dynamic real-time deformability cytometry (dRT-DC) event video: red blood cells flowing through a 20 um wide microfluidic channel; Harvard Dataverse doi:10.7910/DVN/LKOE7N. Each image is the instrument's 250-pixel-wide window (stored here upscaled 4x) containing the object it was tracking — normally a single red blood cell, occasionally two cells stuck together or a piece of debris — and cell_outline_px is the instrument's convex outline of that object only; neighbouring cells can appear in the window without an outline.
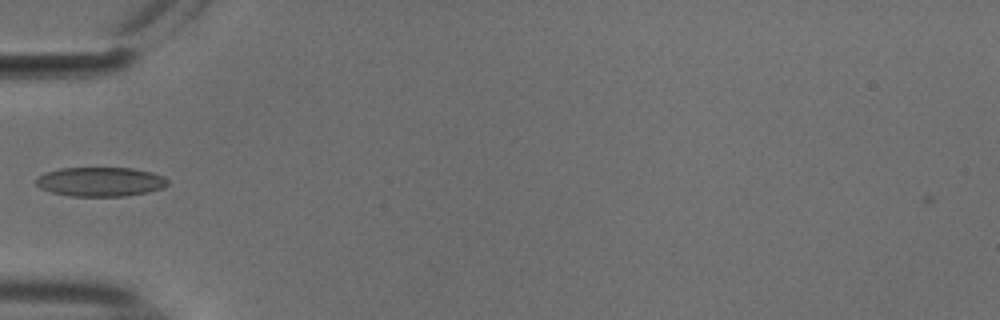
{"species": "common noctule bat (a hibernating species)", "species_latin": "Nyctalus noctula", "temperature_condition": "cold", "stored_images_in_passage": 37, "camera_frame_rate_fps": 3000, "um_per_image_px": 0.085, "animal": {"sex": "male", "body_mass_g": 18.8}, "frame": {"image": 1, "passage_image": 2, "time_ms": 0.333, "image_size_px": [1000, 320], "cell_outline_px": [[168, 184], [164, 188], [148, 192], [124, 196], [72, 196], [52, 192], [40, 188], [36, 184], [36, 180], [40, 176], [48, 172], [60, 168], [132, 168], [152, 172], [164, 176], [168, 180]], "centroid_in_image_um": [8.59, 15.45], "position_along_channel_um": 76.4, "area_um2": 22.37}}
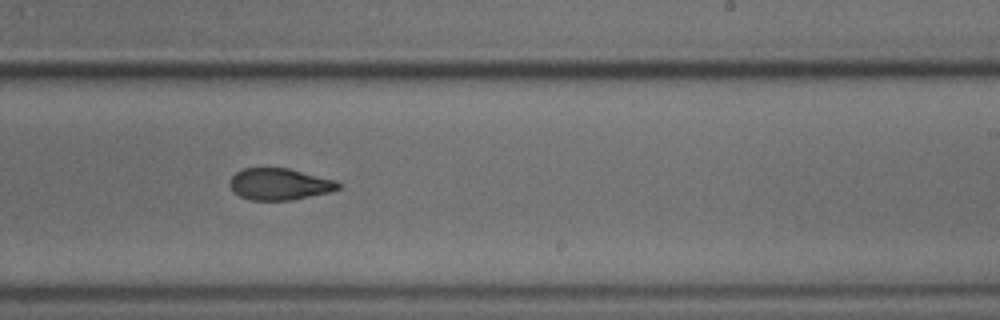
{"frame": {"image": 2, "passage_image": 17, "time_ms": 5.333, "image_size_px": [1000, 320], "cell_outline_px": [[340, 188], [332, 192], [292, 200], [252, 200], [240, 196], [228, 184], [232, 176], [236, 172], [244, 168], [288, 168], [336, 180], [340, 184]], "centroid_in_image_um": [23.79, 15.65], "position_along_channel_um": 265.2, "area_um2": 20.0}}
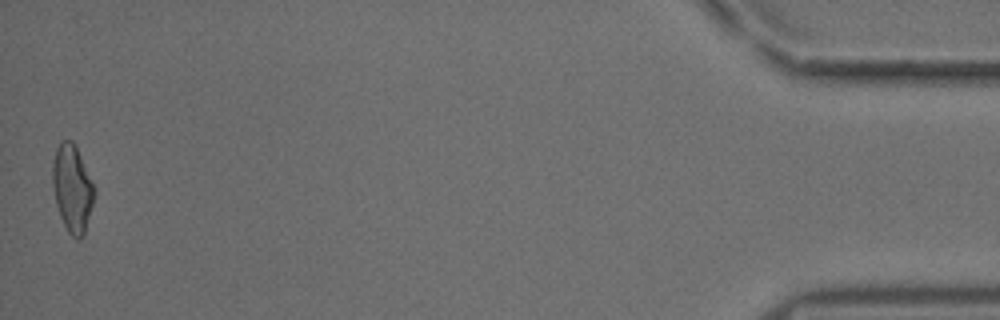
{"frame": {"image": 3, "passage_image": 37, "time_ms": 12.0, "image_size_px": [1000, 320], "cell_outline_px": [[96, 196], [84, 236], [80, 240], [76, 240], [68, 232], [60, 216], [56, 204], [52, 184], [52, 164], [56, 148], [60, 140], [72, 140], [96, 188]], "centroid_in_image_um": [6.16, 16.05], "position_along_channel_um": 429.0, "area_um2": 21.56}, "authors_computed_cell_mechanics": {"area_um2": 20.5768, "velocity_mm_per_s": 3.7575, "shape_relaxation_time_tau1_ms": 10.2839, "shape_relaxation_time_tau2_ms": 2.4038, "deformation_change_tau1": 0.2195, "deformation_change_tau2": 0.0789}}